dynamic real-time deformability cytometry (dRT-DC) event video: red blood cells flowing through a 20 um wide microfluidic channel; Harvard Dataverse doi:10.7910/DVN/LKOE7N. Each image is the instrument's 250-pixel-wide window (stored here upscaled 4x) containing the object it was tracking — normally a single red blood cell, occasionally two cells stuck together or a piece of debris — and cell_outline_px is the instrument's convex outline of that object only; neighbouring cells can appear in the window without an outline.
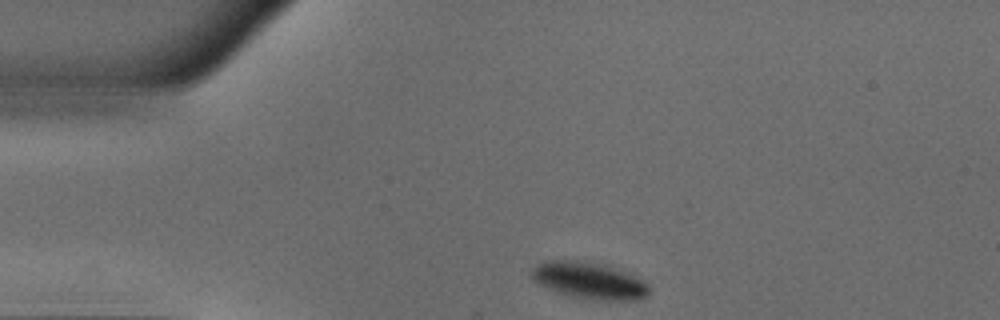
{"species": "common noctule bat (a hibernating species)", "species_latin": "Nyctalus noctula", "temperature_condition": "warm", "stored_images_in_passage": 7, "camera_frame_rate_fps": 3000, "um_per_image_px": 0.085, "animal": {"sex": "male", "body_mass_g": 18.8}, "frame": {"image": 1, "passage_image": 1, "time_ms": 0.0, "image_size_px": [1000, 320], "cell_outline_px": [[648, 296], [640, 300], [592, 300], [568, 296], [556, 292], [540, 284], [532, 276], [532, 268], [536, 264], [544, 260], [576, 260], [608, 264], [644, 280], [648, 284]], "centroid_in_image_um": [50.11, 23.84], "position_along_channel_um": 34.9, "area_um2": 25.49}}
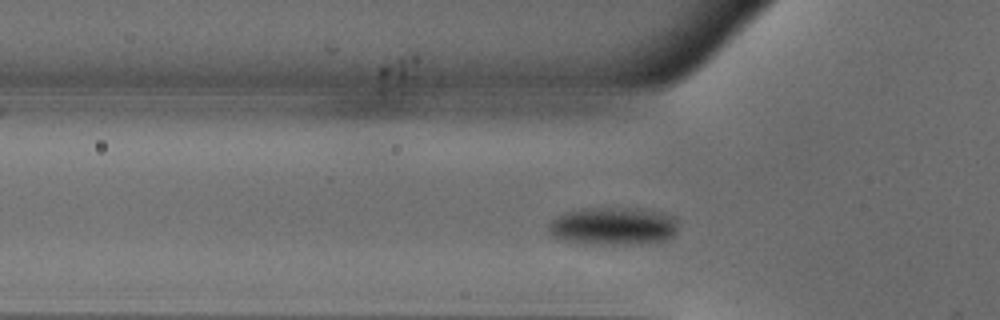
{"frame": {"image": 2, "passage_image": 7, "time_ms": 2.0, "image_size_px": [1000, 320], "cell_outline_px": [[676, 232], [664, 244], [620, 248], [580, 248], [548, 240], [544, 236], [544, 228], [548, 220], [552, 216], [564, 212], [580, 208], [640, 208], [660, 212], [676, 216]], "centroid_in_image_um": [51.9, 19.37], "position_along_channel_um": 73.9, "area_um2": 32.95}}